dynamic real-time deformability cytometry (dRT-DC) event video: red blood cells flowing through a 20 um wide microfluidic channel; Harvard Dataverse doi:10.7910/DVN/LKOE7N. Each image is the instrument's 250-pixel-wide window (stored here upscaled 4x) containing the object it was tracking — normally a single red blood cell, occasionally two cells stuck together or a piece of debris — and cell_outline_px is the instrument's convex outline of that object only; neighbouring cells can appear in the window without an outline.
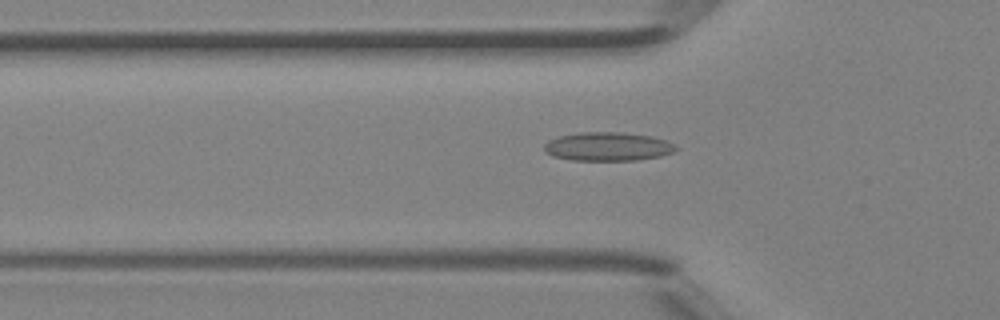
{"species": "Egyptian fruit bat (a non-hibernating species)", "species_latin": "Rousettus aegyptiacus", "temperature_condition": "room temperature", "stored_images_in_passage": 44, "camera_frame_rate_fps": 3000, "um_per_image_px": 0.085, "animal": {"sex": "female"}, "frame": {"image": 1, "passage_image": 14, "time_ms": 4.333, "image_size_px": [1000, 320], "cell_outline_px": [[680, 148], [672, 152], [660, 156], [636, 160], [572, 160], [552, 156], [544, 152], [544, 144], [548, 140], [560, 136], [580, 132], [620, 132], [652, 136], [668, 140], [676, 144]], "centroid_in_image_um": [51.68, 12.45], "position_along_channel_um": 74.1, "area_um2": 22.2}}
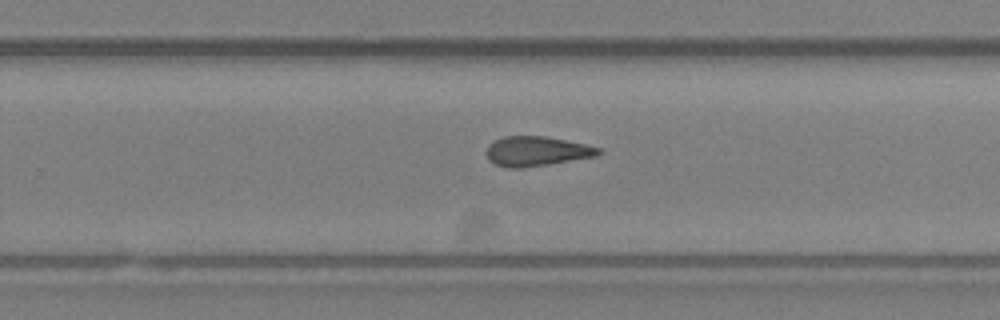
{"frame": {"image": 2, "passage_image": 28, "time_ms": 9.0, "image_size_px": [1000, 320], "cell_outline_px": [[604, 152], [596, 156], [524, 168], [508, 168], [496, 164], [488, 160], [484, 152], [488, 144], [504, 136], [544, 136], [584, 144], [600, 148]], "centroid_in_image_um": [45.57, 12.86], "position_along_channel_um": 284.2, "area_um2": 19.42}}
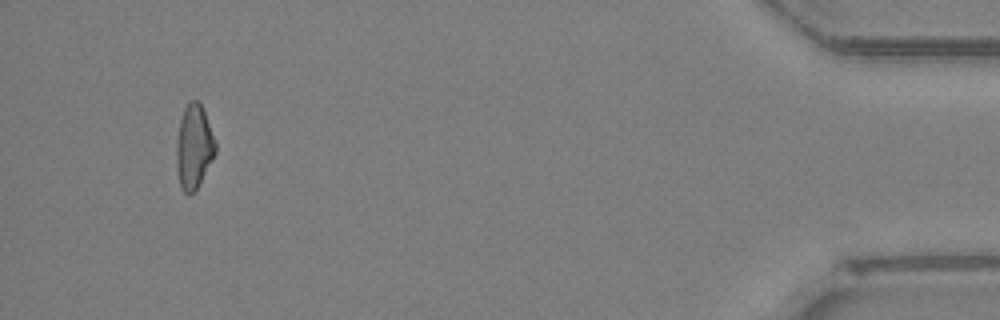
{"frame": {"image": 3, "passage_image": 42, "time_ms": 13.667, "image_size_px": [1000, 320], "cell_outline_px": [[216, 152], [212, 160], [196, 188], [188, 196], [184, 192], [180, 184], [176, 168], [176, 144], [180, 120], [184, 108], [192, 100], [196, 100], [200, 104], [204, 112], [216, 140]], "centroid_in_image_um": [16.47, 12.48], "position_along_channel_um": 418.7, "area_um2": 18.84}, "authors_computed_cell_mechanics": {"area_um2": 19.5364, "velocity_mm_per_s": 4.5119, "shape_relaxation_time_tau1_ms": null, "shape_relaxation_time_tau2_ms": 4.7179, "deformation_change_tau1": null, "deformation_change_tau2": 0.1521}}